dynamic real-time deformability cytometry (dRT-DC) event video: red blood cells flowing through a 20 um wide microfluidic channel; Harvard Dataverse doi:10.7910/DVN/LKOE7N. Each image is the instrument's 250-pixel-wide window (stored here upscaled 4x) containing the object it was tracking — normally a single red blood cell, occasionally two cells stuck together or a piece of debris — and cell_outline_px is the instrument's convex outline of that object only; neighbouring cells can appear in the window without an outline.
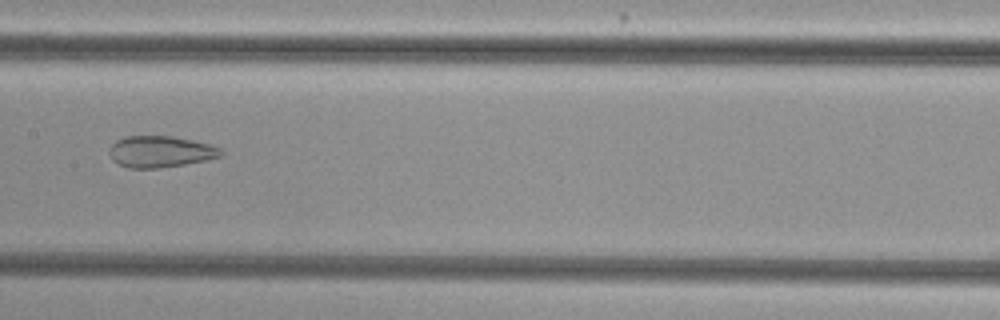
{"species": "common noctule bat (a hibernating species)", "species_latin": "Nyctalus noctula", "temperature_condition": "cold", "stored_images_in_passage": 5, "camera_frame_rate_fps": 3000, "um_per_image_px": 0.085, "animal": {"sex": "female", "body_mass_g": 29.2, "forearm_length_mm": 56.3}, "frame": {"image": 1, "passage_image": 5, "time_ms": 1.333, "image_size_px": [1000, 320], "cell_outline_px": [[224, 152], [220, 156], [204, 160], [184, 164], [156, 168], [128, 168], [112, 160], [108, 152], [108, 148], [116, 140], [128, 136], [172, 136], [212, 144], [220, 148]], "centroid_in_image_um": [13.61, 12.88], "position_along_channel_um": 193.8, "area_um2": 20.4}}